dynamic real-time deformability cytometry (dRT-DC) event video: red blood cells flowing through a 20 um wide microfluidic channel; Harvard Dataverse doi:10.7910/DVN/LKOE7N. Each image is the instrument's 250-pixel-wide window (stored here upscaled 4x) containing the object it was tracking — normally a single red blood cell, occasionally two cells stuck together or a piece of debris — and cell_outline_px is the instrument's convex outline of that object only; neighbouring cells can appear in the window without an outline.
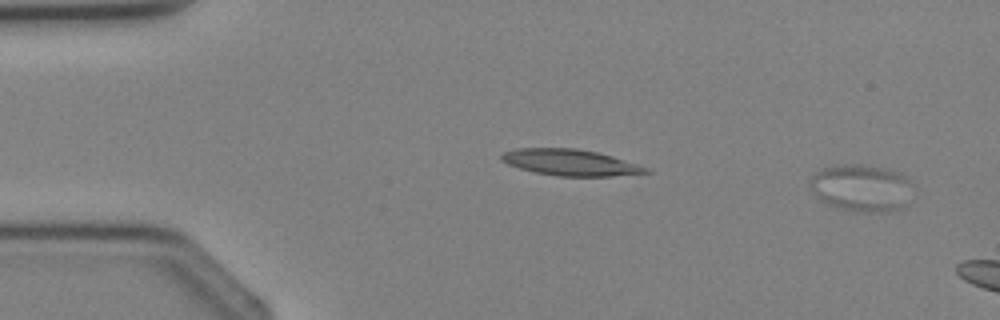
{"species": "Egyptian fruit bat (a non-hibernating species)", "species_latin": "Rousettus aegyptiacus", "temperature_condition": "cold", "stored_images_in_passage": 2, "camera_frame_rate_fps": 3000, "um_per_image_px": 0.085, "animal": {"sex": "female"}, "frame": {"image": 1, "passage_image": 2, "time_ms": 1.0, "image_size_px": [1000, 320], "cell_outline_px": [[916, 188], [908, 204], [904, 208], [888, 212], [856, 212], [840, 208], [828, 204], [820, 200], [808, 188], [808, 180], [820, 168], [840, 164], [860, 164], [888, 168], [900, 172], [908, 176]], "centroid_in_image_um": [73.29, 15.97], "position_along_channel_um": 11.7, "area_um2": 29.54}}